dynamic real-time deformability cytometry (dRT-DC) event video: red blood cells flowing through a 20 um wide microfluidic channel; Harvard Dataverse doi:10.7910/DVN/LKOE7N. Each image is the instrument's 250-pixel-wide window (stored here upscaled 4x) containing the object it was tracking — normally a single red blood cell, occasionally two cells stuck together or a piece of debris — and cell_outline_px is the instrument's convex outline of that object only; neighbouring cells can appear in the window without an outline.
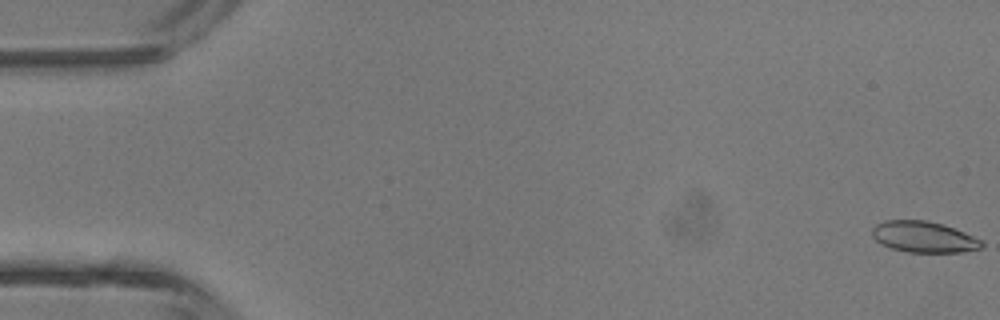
{"species": "common noctule bat (a hibernating species)", "species_latin": "Nyctalus noctula", "temperature_condition": "room temperature", "stored_images_in_passage": 4, "camera_frame_rate_fps": 3000, "um_per_image_px": 0.085, "animal": {"sex": "male", "body_mass_g": 13.3}, "frame": {"image": 1, "passage_image": 4, "time_ms": 4.667, "image_size_px": [1000, 320], "cell_outline_px": [[984, 244], [980, 248], [960, 252], [908, 252], [892, 248], [876, 240], [872, 236], [872, 228], [876, 224], [884, 220], [924, 220], [944, 224], [984, 240]], "centroid_in_image_um": [78.54, 20.13], "position_along_channel_um": 6.5, "area_um2": 19.83}}